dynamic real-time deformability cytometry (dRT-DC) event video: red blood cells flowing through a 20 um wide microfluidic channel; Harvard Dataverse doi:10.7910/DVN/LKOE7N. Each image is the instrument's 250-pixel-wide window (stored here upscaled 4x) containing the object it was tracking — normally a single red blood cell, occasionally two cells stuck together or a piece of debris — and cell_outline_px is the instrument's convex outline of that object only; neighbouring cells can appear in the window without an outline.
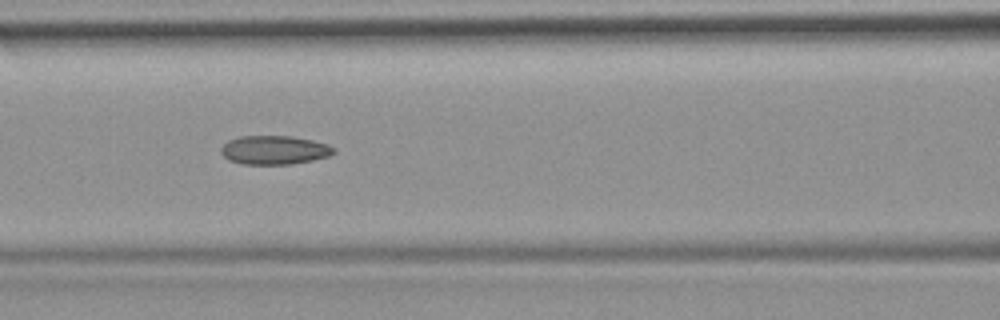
{"species": "common noctule bat (a hibernating species)", "species_latin": "Nyctalus noctula", "temperature_condition": "room temperature", "stored_images_in_passage": 13, "camera_frame_rate_fps": 3000, "um_per_image_px": 0.085, "animal": {"sex": "female", "body_mass_g": 19.9}, "frame": {"image": 1, "passage_image": 10, "time_ms": 3.0, "image_size_px": [1000, 320], "cell_outline_px": [[336, 152], [328, 156], [312, 160], [292, 164], [240, 164], [228, 160], [220, 152], [220, 148], [228, 140], [240, 136], [292, 136], [312, 140], [328, 144], [336, 148]], "centroid_in_image_um": [23.31, 12.75], "position_along_channel_um": 143.3, "area_um2": 19.07}}